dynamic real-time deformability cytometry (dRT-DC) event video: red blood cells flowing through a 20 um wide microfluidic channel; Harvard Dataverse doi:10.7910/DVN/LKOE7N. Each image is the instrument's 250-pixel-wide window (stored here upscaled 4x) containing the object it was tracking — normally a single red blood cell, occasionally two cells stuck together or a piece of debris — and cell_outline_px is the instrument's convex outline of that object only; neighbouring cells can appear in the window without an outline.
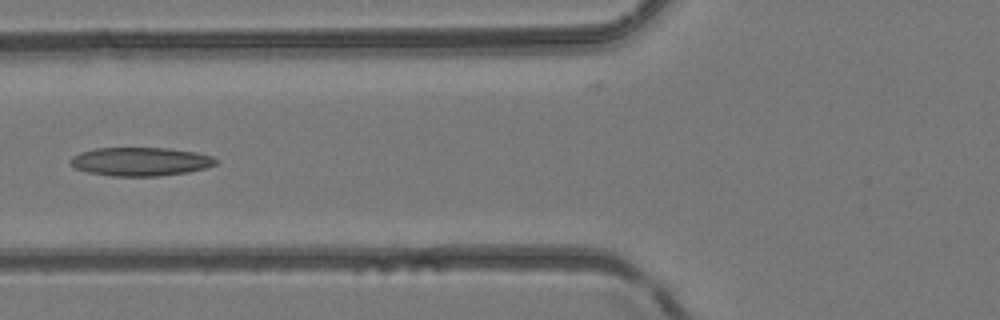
{"species": "common noctule bat (a hibernating species)", "species_latin": "Nyctalus noctula", "temperature_condition": "room temperature", "stored_images_in_passage": 6, "camera_frame_rate_fps": 3000, "um_per_image_px": 0.085, "animal": {"sex": "female", "body_mass_g": 24.6, "forearm_length_mm": 56.2}, "frame": {"image": 1, "passage_image": 5, "time_ms": 1.333, "image_size_px": [1000, 320], "cell_outline_px": [[216, 164], [204, 168], [188, 172], [160, 176], [112, 176], [88, 172], [76, 168], [68, 160], [72, 156], [80, 152], [96, 148], [168, 148], [196, 152], [212, 156], [216, 160]], "centroid_in_image_um": [11.92, 13.73], "position_along_channel_um": 113.9, "area_um2": 24.16}}